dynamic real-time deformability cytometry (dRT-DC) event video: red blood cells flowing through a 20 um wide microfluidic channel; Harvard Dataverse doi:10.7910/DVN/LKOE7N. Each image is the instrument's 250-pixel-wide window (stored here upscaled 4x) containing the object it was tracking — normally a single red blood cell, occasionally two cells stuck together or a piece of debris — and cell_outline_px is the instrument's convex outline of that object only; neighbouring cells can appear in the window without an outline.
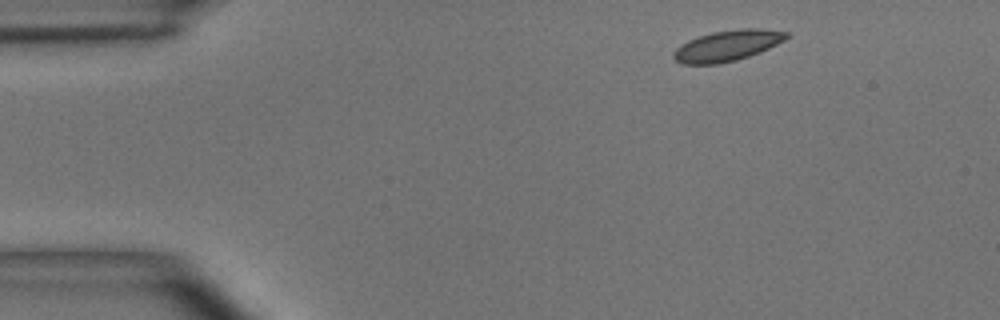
{"species": "common noctule bat (a hibernating species)", "species_latin": "Nyctalus noctula", "temperature_condition": "room temperature", "stored_images_in_passage": 3, "camera_frame_rate_fps": 3000, "um_per_image_px": 0.085, "animal": {"sex": "male", "body_mass_g": 15.6}, "frame": {"image": 1, "passage_image": 1, "time_ms": 0.0, "image_size_px": [1000, 320], "cell_outline_px": [[788, 36], [784, 40], [760, 52], [736, 60], [716, 64], [684, 64], [676, 60], [672, 56], [672, 52], [680, 44], [688, 40], [712, 32], [740, 28], [760, 28], [788, 32]], "centroid_in_image_um": [61.79, 3.87], "position_along_channel_um": 23.2, "area_um2": 20.17}}